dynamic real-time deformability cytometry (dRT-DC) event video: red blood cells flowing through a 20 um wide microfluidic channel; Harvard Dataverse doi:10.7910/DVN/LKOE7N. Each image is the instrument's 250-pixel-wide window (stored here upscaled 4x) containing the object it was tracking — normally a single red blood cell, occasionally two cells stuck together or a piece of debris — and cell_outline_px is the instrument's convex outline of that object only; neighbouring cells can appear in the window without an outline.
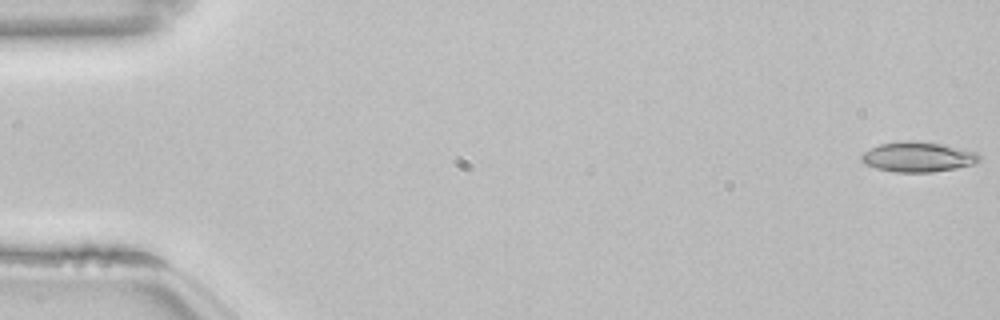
{"species": "common noctule bat (a hibernating species)", "species_latin": "Nyctalus noctula", "temperature_condition": "room temperature", "stored_images_in_passage": 49, "camera_frame_rate_fps": 3000, "um_per_image_px": 0.085, "animal": {"sex": "female", "body_mass_g": 22.7, "forearm_length_mm": 54.2}, "frame": {"image": 1, "passage_image": 1, "time_ms": 0.0, "image_size_px": [1000, 320], "cell_outline_px": [[980, 160], [976, 164], [956, 168], [932, 172], [896, 172], [876, 168], [864, 164], [860, 160], [860, 156], [864, 152], [880, 144], [900, 140], [916, 140], [944, 144], [976, 152], [980, 156]], "centroid_in_image_um": [78.02, 13.33], "position_along_channel_um": 7.0, "area_um2": 20.87}}
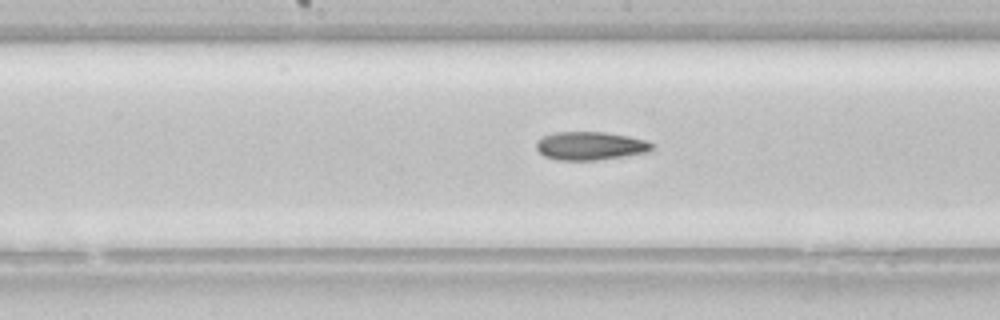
{"frame": {"image": 2, "passage_image": 28, "time_ms": 9.0, "image_size_px": [1000, 320], "cell_outline_px": [[652, 148], [648, 152], [596, 160], [556, 160], [544, 156], [536, 148], [536, 140], [552, 132], [604, 132], [628, 136], [644, 140], [652, 144]], "centroid_in_image_um": [50.11, 12.39], "position_along_channel_um": 198.1, "area_um2": 18.96}}
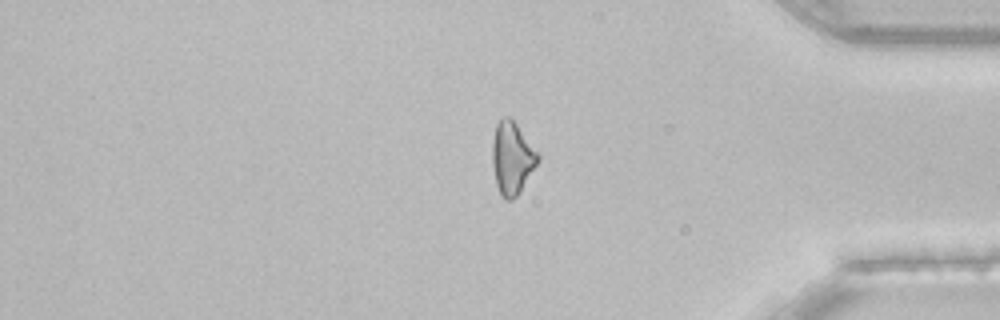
{"frame": {"image": 3, "passage_image": 45, "time_ms": 14.667, "image_size_px": [1000, 320], "cell_outline_px": [[540, 160], [520, 192], [512, 200], [504, 200], [500, 196], [496, 184], [492, 164], [492, 140], [496, 124], [504, 116], [508, 116], [516, 124], [540, 156]], "centroid_in_image_um": [43.51, 13.47], "position_along_channel_um": 391.7, "area_um2": 19.25}}